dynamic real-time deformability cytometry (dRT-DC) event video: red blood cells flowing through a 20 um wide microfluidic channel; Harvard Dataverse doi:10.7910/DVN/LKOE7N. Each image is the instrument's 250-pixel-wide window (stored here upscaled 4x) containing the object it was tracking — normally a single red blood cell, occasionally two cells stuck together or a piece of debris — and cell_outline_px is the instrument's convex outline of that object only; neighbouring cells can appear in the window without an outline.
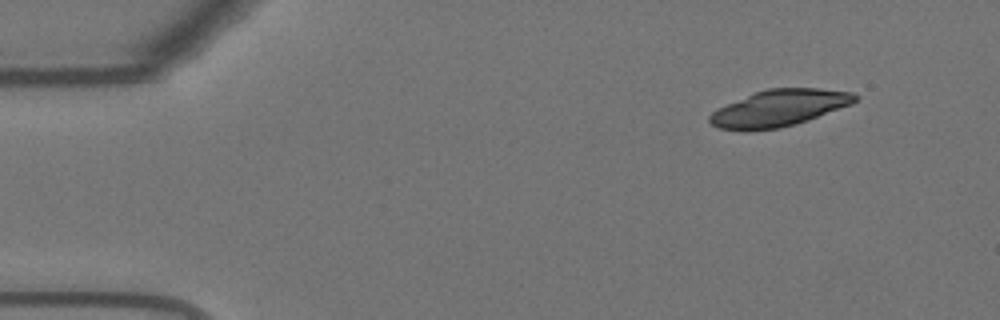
{"species": "Egyptian fruit bat (a non-hibernating species)", "species_latin": "Rousettus aegyptiacus", "temperature_condition": "warm", "stored_images_in_passage": 51, "camera_frame_rate_fps": 3000, "um_per_image_px": 0.085, "animal": {"sex": "female"}, "frame": {"image": 1, "passage_image": 1, "time_ms": 0.0, "image_size_px": [1000, 320], "cell_outline_px": [[860, 96], [852, 104], [808, 120], [796, 124], [780, 128], [748, 132], [744, 132], [716, 128], [708, 120], [708, 116], [712, 112], [728, 104], [756, 92], [768, 88], [820, 88], [852, 92]], "centroid_in_image_um": [66.23, 9.21], "position_along_channel_um": 18.8, "area_um2": 31.15}}
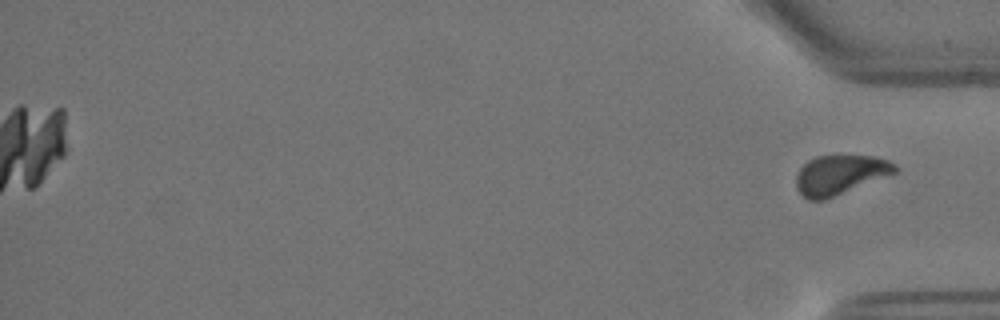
{"frame": {"image": 2, "passage_image": 51, "time_ms": 16.667, "image_size_px": [1000, 320], "cell_outline_px": [[900, 168], [896, 172], [824, 200], [808, 200], [796, 188], [796, 176], [800, 168], [808, 160], [816, 156], [872, 156], [888, 160], [896, 164]], "centroid_in_image_um": [71.39, 14.85], "position_along_channel_um": 363.8, "area_um2": 22.48}}